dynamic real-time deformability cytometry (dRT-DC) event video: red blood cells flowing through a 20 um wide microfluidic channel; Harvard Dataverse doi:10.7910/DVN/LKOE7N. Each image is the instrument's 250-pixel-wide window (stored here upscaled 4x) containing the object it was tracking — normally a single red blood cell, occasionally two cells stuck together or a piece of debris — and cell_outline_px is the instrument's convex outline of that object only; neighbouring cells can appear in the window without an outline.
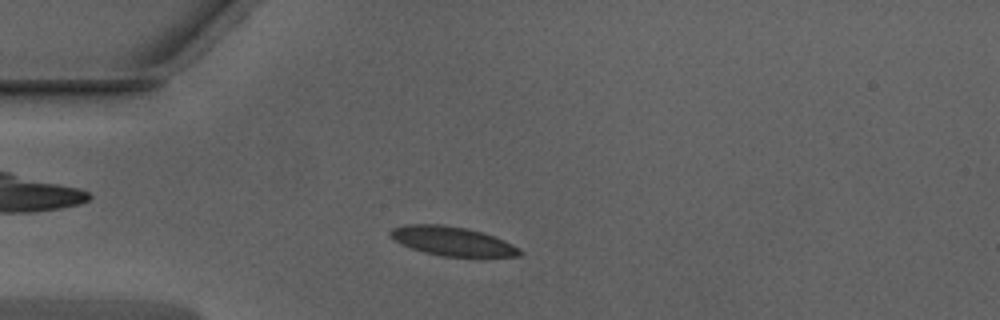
{"species": "Egyptian fruit bat (a non-hibernating species)", "species_latin": "Rousettus aegyptiacus", "temperature_condition": "warm", "stored_images_in_passage": 7, "camera_frame_rate_fps": 3000, "um_per_image_px": 0.085, "animal": {"sex": "male"}, "frame": {"image": 1, "passage_image": 1, "time_ms": 0.0, "image_size_px": [1000, 320], "cell_outline_px": [[524, 252], [520, 256], [440, 256], [424, 252], [412, 248], [396, 240], [388, 232], [392, 228], [404, 224], [440, 224], [464, 228], [480, 232], [492, 236], [512, 244], [520, 248]], "centroid_in_image_um": [38.44, 20.49], "position_along_channel_um": 46.6, "area_um2": 21.5}}
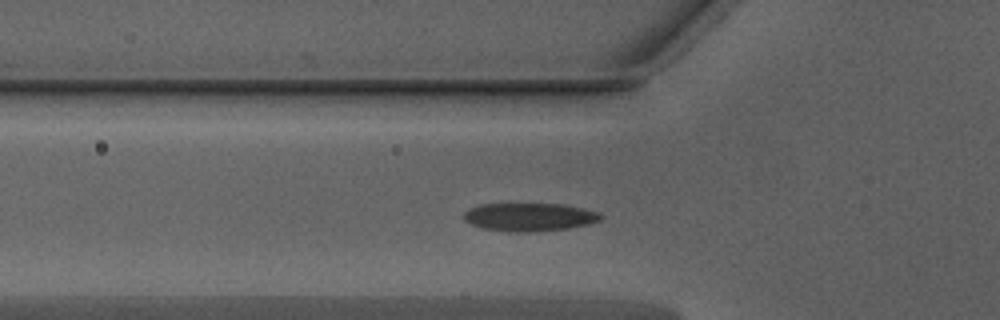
{"frame": {"image": 2, "passage_image": 5, "time_ms": 1.333, "image_size_px": [1000, 320], "cell_outline_px": [[604, 216], [600, 220], [588, 224], [568, 228], [532, 232], [508, 232], [480, 228], [464, 220], [464, 212], [468, 208], [480, 204], [564, 204], [600, 212]], "centroid_in_image_um": [44.99, 18.45], "position_along_channel_um": 80.8, "area_um2": 22.66}}